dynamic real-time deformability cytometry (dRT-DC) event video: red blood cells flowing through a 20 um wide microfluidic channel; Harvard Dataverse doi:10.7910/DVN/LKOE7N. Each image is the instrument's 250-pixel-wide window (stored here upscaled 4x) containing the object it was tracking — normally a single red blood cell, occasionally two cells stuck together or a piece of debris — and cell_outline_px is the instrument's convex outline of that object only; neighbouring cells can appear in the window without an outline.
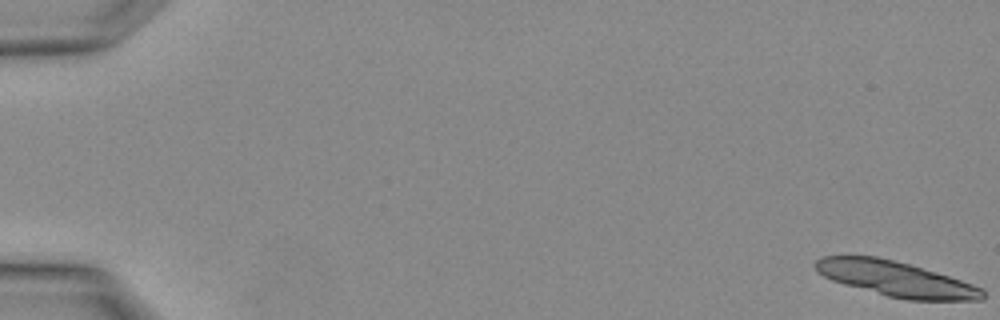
{"species": "Egyptian fruit bat (a non-hibernating species)", "species_latin": "Rousettus aegyptiacus", "temperature_condition": "warm", "stored_images_in_passage": 2, "camera_frame_rate_fps": 3000, "um_per_image_px": 0.085, "animal": {"sex": "female"}, "frame": {"image": 1, "passage_image": 1, "time_ms": 0.0, "image_size_px": [1000, 320], "cell_outline_px": [[984, 296], [980, 300], [908, 300], [888, 296], [844, 284], [832, 280], [824, 276], [812, 264], [820, 256], [876, 256], [908, 264], [936, 272], [984, 288]], "centroid_in_image_um": [76.14, 23.7], "position_along_channel_um": 8.9, "area_um2": 33.81}}